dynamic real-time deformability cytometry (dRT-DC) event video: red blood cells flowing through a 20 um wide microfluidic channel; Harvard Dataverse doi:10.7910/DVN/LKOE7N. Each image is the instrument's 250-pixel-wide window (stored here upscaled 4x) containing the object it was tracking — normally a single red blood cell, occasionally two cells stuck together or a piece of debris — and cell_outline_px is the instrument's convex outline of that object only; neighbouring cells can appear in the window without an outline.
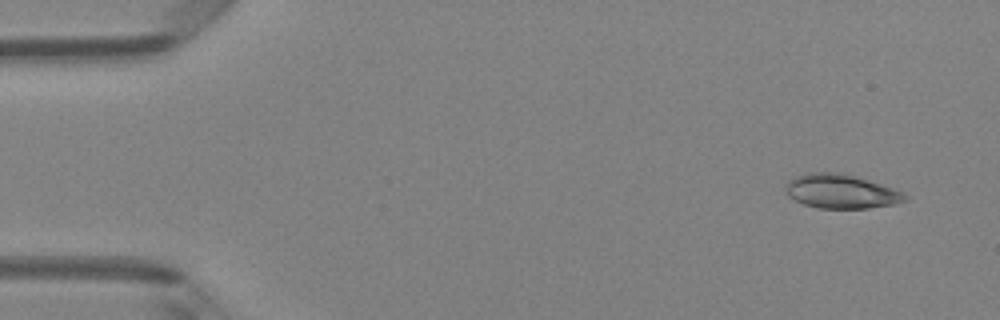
{"species": "Egyptian fruit bat (a non-hibernating species)", "species_latin": "Rousettus aegyptiacus", "temperature_condition": "room temperature", "stored_images_in_passage": 4, "camera_frame_rate_fps": 3000, "um_per_image_px": 0.085, "animal": {"sex": "female"}, "frame": {"image": 1, "passage_image": 1, "time_ms": 0.0, "image_size_px": [1000, 320], "cell_outline_px": [[908, 200], [892, 204], [868, 208], [816, 208], [804, 204], [788, 196], [784, 192], [784, 184], [788, 180], [796, 176], [808, 172], [844, 172], [892, 188], [908, 196]], "centroid_in_image_um": [71.42, 16.25], "position_along_channel_um": 13.6, "area_um2": 23.81}}
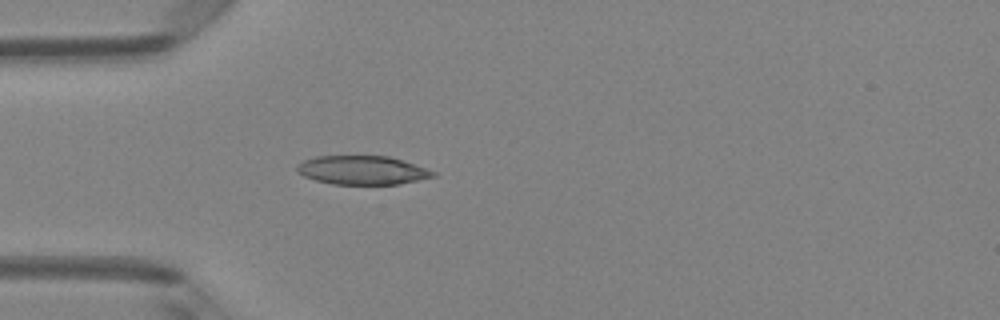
{"frame": {"image": 2, "passage_image": 4, "time_ms": 1.0, "image_size_px": [1000, 320], "cell_outline_px": [[436, 176], [400, 184], [332, 184], [316, 180], [304, 176], [296, 172], [296, 168], [304, 160], [316, 156], [388, 156], [436, 172]], "centroid_in_image_um": [30.77, 14.47], "position_along_channel_um": 54.2, "area_um2": 22.54}}